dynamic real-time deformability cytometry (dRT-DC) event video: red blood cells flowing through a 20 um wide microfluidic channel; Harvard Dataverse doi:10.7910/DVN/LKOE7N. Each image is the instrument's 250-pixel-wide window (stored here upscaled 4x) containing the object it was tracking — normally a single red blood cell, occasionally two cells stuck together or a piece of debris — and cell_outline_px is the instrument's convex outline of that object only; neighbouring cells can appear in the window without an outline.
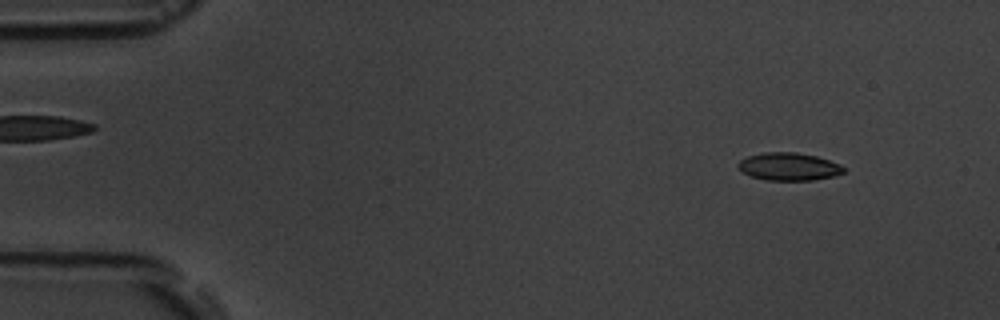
{"species": "common noctule bat (a hibernating species)", "species_latin": "Nyctalus noctula", "temperature_condition": "room temperature", "stored_images_in_passage": 5, "segment_of_instrument_passage": [1, 2], "camera_frame_rate_fps": 3000, "um_per_image_px": 0.085, "animal": {"sex": "male", "body_mass_g": 19.5, "forearm_length_mm": 54.6}, "frame": {"image": 1, "passage_image": 1, "time_ms": 0.0, "image_size_px": [1000, 320], "cell_outline_px": [[844, 172], [832, 176], [812, 180], [764, 180], [752, 176], [744, 172], [736, 164], [740, 160], [748, 156], [764, 152], [796, 152], [816, 156], [840, 164], [844, 168]], "centroid_in_image_um": [67.04, 14.15], "position_along_channel_um": 18.0, "area_um2": 16.88}}